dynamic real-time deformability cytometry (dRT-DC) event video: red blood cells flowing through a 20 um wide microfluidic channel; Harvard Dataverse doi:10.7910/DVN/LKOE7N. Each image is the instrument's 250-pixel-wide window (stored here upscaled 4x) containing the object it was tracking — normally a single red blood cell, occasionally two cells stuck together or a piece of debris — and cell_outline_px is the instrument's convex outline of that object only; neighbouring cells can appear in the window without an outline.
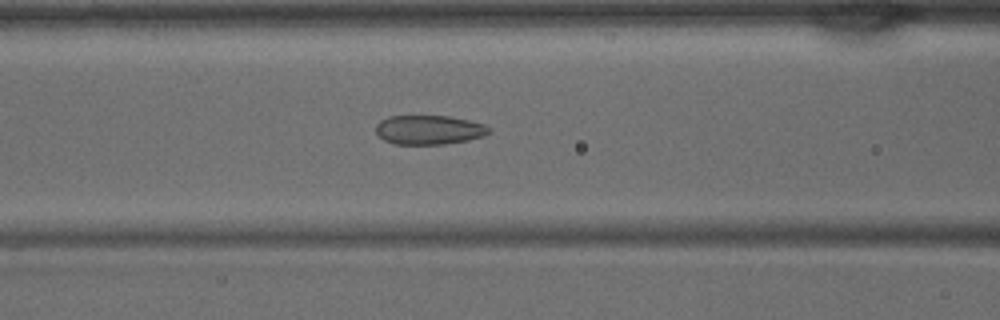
{"species": "common noctule bat (a hibernating species)", "species_latin": "Nyctalus noctula", "temperature_condition": "warm", "stored_images_in_passage": 30, "camera_frame_rate_fps": 3000, "um_per_image_px": 0.085, "animal": {"sex": "male", "body_mass_g": 15.6}, "frame": {"image": 1, "passage_image": 6, "time_ms": 1.667, "image_size_px": [1000, 320], "cell_outline_px": [[492, 132], [484, 136], [468, 140], [444, 144], [396, 144], [384, 140], [376, 132], [376, 124], [380, 120], [388, 116], [448, 116], [468, 120], [484, 124], [492, 128]], "centroid_in_image_um": [36.49, 11.03], "position_along_channel_um": 130.1, "area_um2": 19.36}}
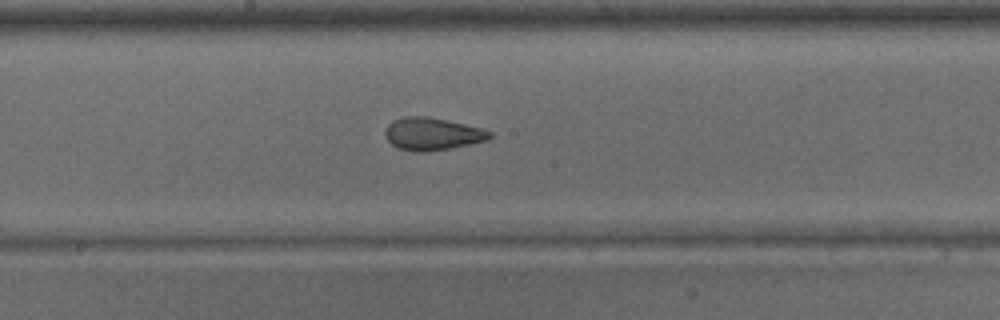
{"frame": {"image": 2, "passage_image": 11, "time_ms": 3.333, "image_size_px": [1000, 320], "cell_outline_px": [[492, 136], [488, 140], [452, 148], [428, 152], [412, 152], [396, 148], [384, 136], [384, 132], [388, 124], [392, 120], [404, 116], [428, 116], [448, 120], [480, 128], [492, 132]], "centroid_in_image_um": [36.71, 11.39], "position_along_channel_um": 211.5, "area_um2": 20.11}}
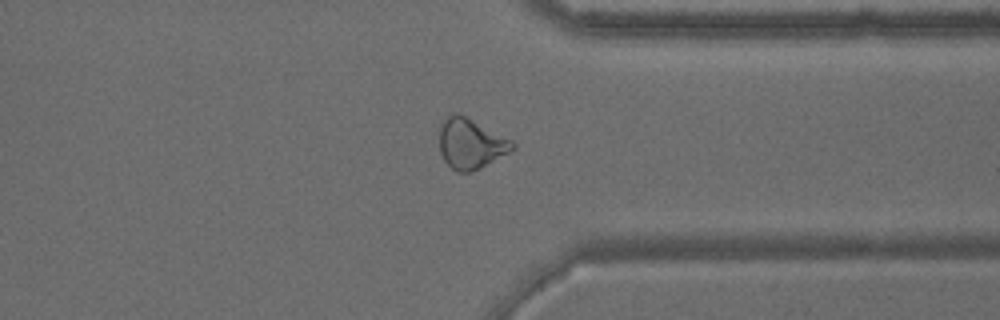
{"frame": {"image": 3, "passage_image": 21, "time_ms": 6.667, "image_size_px": [1000, 320], "cell_outline_px": [[516, 148], [480, 168], [468, 172], [456, 172], [444, 160], [440, 152], [440, 124], [452, 112], [456, 112], [512, 140], [516, 144]], "centroid_in_image_um": [40.0, 12.21], "position_along_channel_um": 371.4, "area_um2": 21.1}}